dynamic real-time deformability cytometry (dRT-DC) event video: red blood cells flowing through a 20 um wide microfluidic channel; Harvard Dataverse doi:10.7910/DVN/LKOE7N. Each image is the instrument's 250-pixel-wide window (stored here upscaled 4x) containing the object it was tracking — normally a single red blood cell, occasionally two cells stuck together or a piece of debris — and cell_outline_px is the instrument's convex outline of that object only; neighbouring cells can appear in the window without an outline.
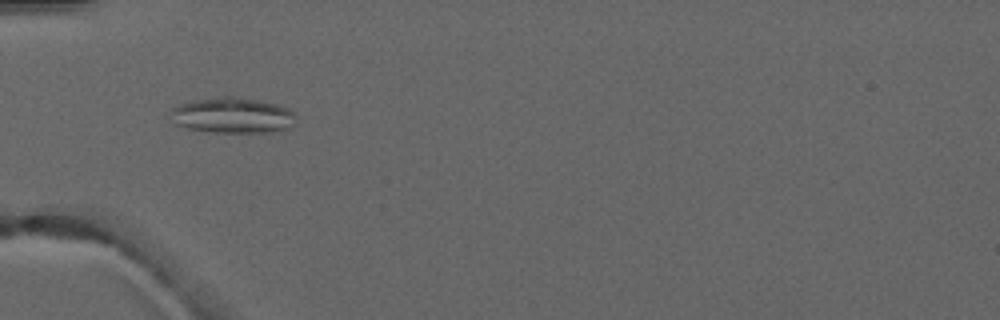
{"species": "common noctule bat (a hibernating species)", "species_latin": "Nyctalus noctula", "temperature_condition": "warm", "stored_images_in_passage": 6, "camera_frame_rate_fps": 3000, "um_per_image_px": 0.085, "animal": {"sex": "male", "forearm_length_mm": 52.5}, "frame": {"image": 1, "passage_image": 6, "time_ms": 5.667, "image_size_px": [1000, 320], "cell_outline_px": [[296, 124], [288, 128], [268, 132], [216, 132], [188, 128], [176, 124], [172, 112], [172, 108], [180, 104], [192, 100], [224, 96], [232, 96], [256, 100], [276, 104], [288, 108], [296, 116]], "centroid_in_image_um": [19.81, 9.8], "position_along_channel_um": 65.2, "area_um2": 25.72}}